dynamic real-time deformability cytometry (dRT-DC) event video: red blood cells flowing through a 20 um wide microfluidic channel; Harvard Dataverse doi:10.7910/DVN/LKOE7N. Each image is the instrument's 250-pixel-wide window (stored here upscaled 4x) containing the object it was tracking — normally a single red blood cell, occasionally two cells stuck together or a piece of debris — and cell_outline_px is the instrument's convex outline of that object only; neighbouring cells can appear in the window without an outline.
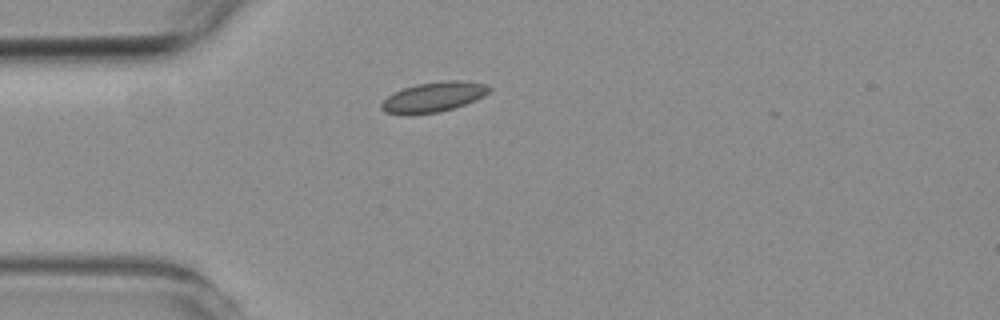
{"species": "common noctule bat (a hibernating species)", "species_latin": "Nyctalus noctula", "temperature_condition": "room temperature", "stored_images_in_passage": 2, "camera_frame_rate_fps": 3000, "um_per_image_px": 0.085, "animal": {"sex": "female", "body_mass_g": 19.3, "forearm_length_mm": 54.1}, "frame": {"image": 1, "passage_image": 1, "time_ms": 0.0, "image_size_px": [1000, 320], "cell_outline_px": [[492, 88], [484, 96], [476, 100], [452, 108], [436, 112], [384, 112], [380, 108], [380, 104], [388, 96], [404, 88], [416, 84], [444, 80], [464, 80], [488, 84]], "centroid_in_image_um": [36.94, 8.19], "position_along_channel_um": 48.1, "area_um2": 18.26}}